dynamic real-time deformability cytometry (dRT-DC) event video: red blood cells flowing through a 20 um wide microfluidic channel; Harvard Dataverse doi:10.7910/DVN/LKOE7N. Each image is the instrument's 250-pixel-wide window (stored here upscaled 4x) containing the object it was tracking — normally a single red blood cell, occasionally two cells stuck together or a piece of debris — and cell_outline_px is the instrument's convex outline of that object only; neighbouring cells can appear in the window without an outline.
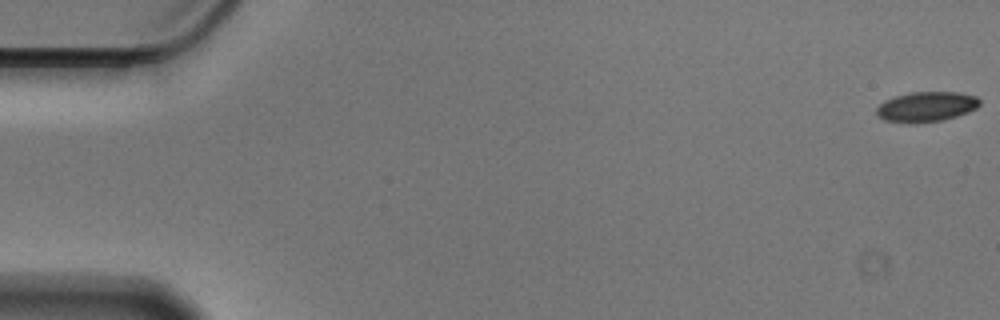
{"species": "Egyptian fruit bat (a non-hibernating species)", "species_latin": "Rousettus aegyptiacus", "temperature_condition": "cold", "stored_images_in_passage": 57, "camera_frame_rate_fps": 3000, "um_per_image_px": 0.085, "animal": {"sex": "male"}, "frame": {"image": 1, "passage_image": 1, "time_ms": 0.0, "image_size_px": [1000, 320], "cell_outline_px": [[980, 104], [976, 108], [968, 112], [956, 116], [940, 120], [912, 124], [884, 120], [876, 116], [876, 108], [884, 100], [896, 96], [912, 92], [956, 92], [976, 96], [980, 100]], "centroid_in_image_um": [78.71, 9.08], "position_along_channel_um": 6.3, "area_um2": 18.09}}
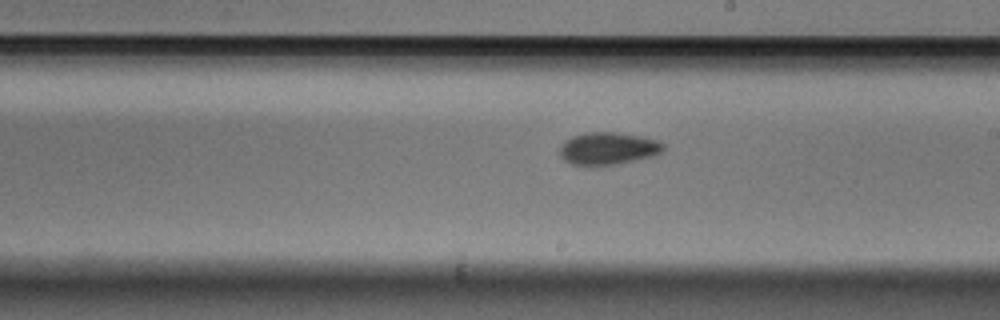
{"frame": {"image": 2, "passage_image": 33, "time_ms": 10.667, "image_size_px": [1000, 320], "cell_outline_px": [[664, 148], [660, 152], [652, 156], [612, 164], [572, 164], [564, 160], [560, 156], [560, 144], [564, 140], [572, 136], [588, 132], [612, 132], [640, 136], [660, 140], [664, 144]], "centroid_in_image_um": [51.66, 12.59], "position_along_channel_um": 237.3, "area_um2": 19.19}}
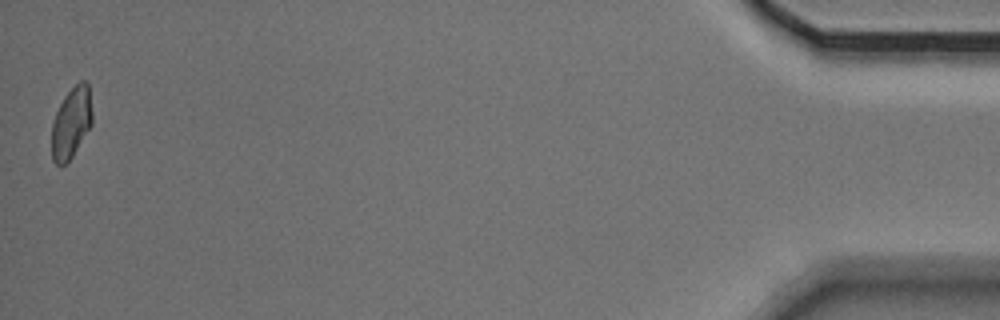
{"frame": {"image": 3, "passage_image": 57, "time_ms": 18.667, "image_size_px": [1000, 320], "cell_outline_px": [[92, 124], [72, 156], [64, 164], [56, 164], [52, 160], [52, 124], [56, 112], [64, 96], [80, 80], [84, 80], [88, 84], [92, 112]], "centroid_in_image_um": [6.06, 10.42], "position_along_channel_um": 429.1, "area_um2": 16.53}, "authors_computed_cell_mechanics": {"area_um2": 18.5538, "velocity_mm_per_s": 3.544, "shape_relaxation_time_tau1_ms": 5.2331, "shape_relaxation_time_tau2_ms": 2.5498, "deformation_change_tau1": 0.0997, "deformation_change_tau2": 0.0527}}